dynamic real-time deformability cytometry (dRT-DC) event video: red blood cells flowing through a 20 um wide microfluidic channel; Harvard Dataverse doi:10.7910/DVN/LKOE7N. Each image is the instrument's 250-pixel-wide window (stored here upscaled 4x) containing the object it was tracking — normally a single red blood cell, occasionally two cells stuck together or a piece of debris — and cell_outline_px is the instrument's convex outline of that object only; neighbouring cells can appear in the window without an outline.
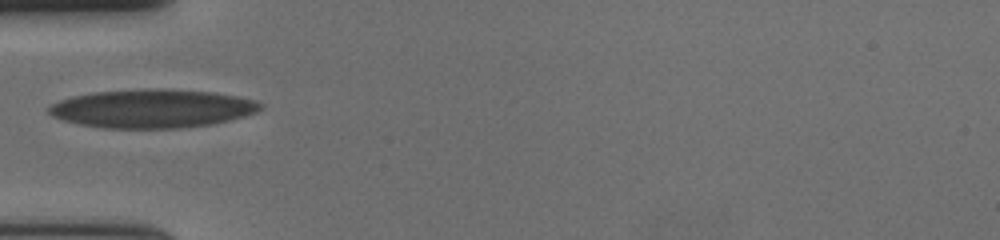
{"species": "human", "species_latin": "Homo sapiens", "temperature_condition": "cold", "stored_images_in_passage": 16, "camera_frame_rate_fps": 3000, "um_per_image_px": 0.085, "donor": {"sex": "female"}, "frame": {"image": 1, "passage_image": 1, "time_ms": 0.0, "image_size_px": [1000, 240], "cell_outline_px": [[264, 104], [256, 112], [244, 116], [212, 124], [180, 128], [104, 128], [80, 124], [64, 120], [52, 116], [48, 112], [48, 108], [52, 104], [60, 100], [72, 96], [92, 92], [144, 88], [164, 88], [216, 92], [236, 96], [252, 100]], "centroid_in_image_um": [12.92, 9.21], "position_along_channel_um": 72.1, "area_um2": 47.63}}
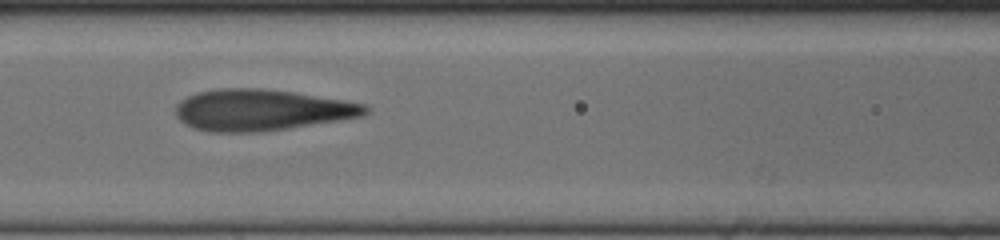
{"frame": {"image": 2, "passage_image": 7, "time_ms": 2.0, "image_size_px": [1000, 240], "cell_outline_px": [[368, 112], [364, 116], [288, 128], [256, 132], [208, 132], [192, 128], [184, 124], [176, 116], [176, 104], [180, 100], [196, 92], [220, 88], [264, 88], [292, 92], [344, 100], [368, 104]], "centroid_in_image_um": [22.19, 9.35], "position_along_channel_um": 144.4, "area_um2": 45.78}}
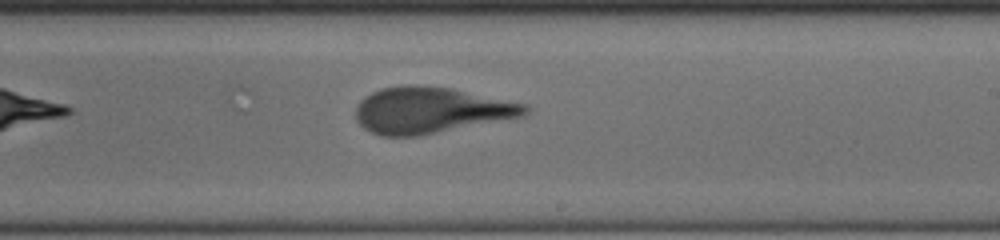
{"frame": {"image": 3, "passage_image": 16, "time_ms": 5.0, "image_size_px": [1000, 240], "cell_outline_px": [[532, 108], [524, 116], [416, 136], [380, 136], [364, 128], [356, 120], [356, 104], [364, 96], [380, 88], [404, 84], [420, 84], [452, 88], [528, 104]], "centroid_in_image_um": [36.6, 9.35], "position_along_channel_um": 252.4, "area_um2": 45.89}}